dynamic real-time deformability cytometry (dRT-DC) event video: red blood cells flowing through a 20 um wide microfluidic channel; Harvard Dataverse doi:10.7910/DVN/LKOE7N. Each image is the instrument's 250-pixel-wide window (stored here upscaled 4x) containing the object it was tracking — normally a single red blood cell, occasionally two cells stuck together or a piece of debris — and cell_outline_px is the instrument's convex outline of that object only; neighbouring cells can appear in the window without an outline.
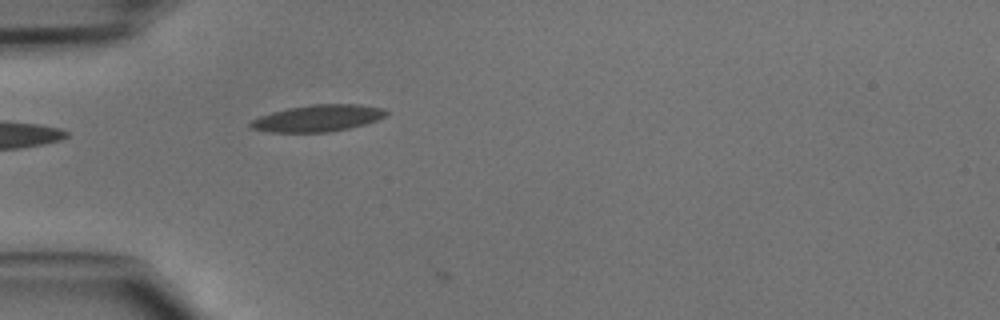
{"species": "common noctule bat (a hibernating species)", "species_latin": "Nyctalus noctula", "temperature_condition": "cold", "stored_images_in_passage": 2, "camera_frame_rate_fps": 3000, "um_per_image_px": 0.085, "animal": {"sex": "male", "body_mass_g": 15.6}, "frame": {"image": 1, "passage_image": 1, "time_ms": 0.0, "image_size_px": [1000, 320], "cell_outline_px": [[388, 116], [364, 124], [348, 128], [328, 132], [272, 132], [252, 128], [248, 124], [252, 120], [260, 116], [272, 112], [288, 108], [312, 104], [360, 104], [384, 108], [388, 112]], "centroid_in_image_um": [27.05, 10.03], "position_along_channel_um": 57.9, "area_um2": 21.04}}